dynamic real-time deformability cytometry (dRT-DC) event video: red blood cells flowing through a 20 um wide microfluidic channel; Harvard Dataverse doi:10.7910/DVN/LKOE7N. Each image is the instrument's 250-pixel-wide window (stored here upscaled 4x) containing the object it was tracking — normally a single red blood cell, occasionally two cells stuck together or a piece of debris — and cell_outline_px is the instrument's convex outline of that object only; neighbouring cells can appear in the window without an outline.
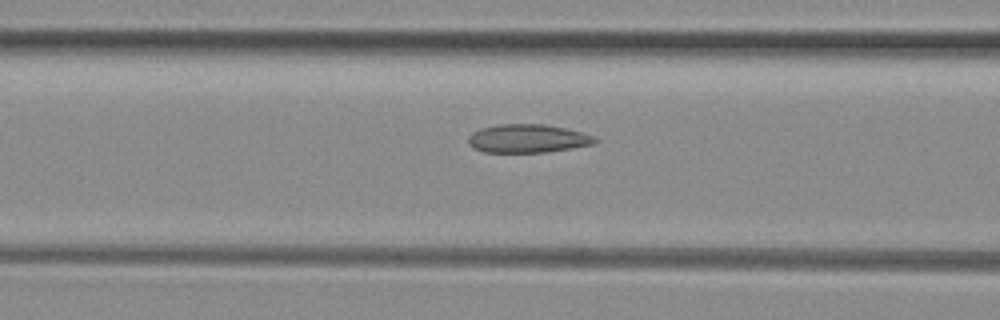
{"species": "common noctule bat (a hibernating species)", "species_latin": "Nyctalus noctula", "temperature_condition": "room temperature", "stored_images_in_passage": 18, "camera_frame_rate_fps": 3000, "um_per_image_px": 0.085, "animal": {"sex": "female", "body_mass_g": 29.2, "forearm_length_mm": 56.3}, "frame": {"image": 1, "passage_image": 16, "time_ms": 5.0, "image_size_px": [1000, 320], "cell_outline_px": [[600, 140], [596, 144], [572, 148], [544, 152], [484, 152], [472, 148], [468, 144], [468, 136], [472, 132], [480, 128], [500, 124], [544, 124], [564, 128], [596, 136]], "centroid_in_image_um": [44.86, 11.78], "position_along_channel_um": 121.7, "area_um2": 21.15}}